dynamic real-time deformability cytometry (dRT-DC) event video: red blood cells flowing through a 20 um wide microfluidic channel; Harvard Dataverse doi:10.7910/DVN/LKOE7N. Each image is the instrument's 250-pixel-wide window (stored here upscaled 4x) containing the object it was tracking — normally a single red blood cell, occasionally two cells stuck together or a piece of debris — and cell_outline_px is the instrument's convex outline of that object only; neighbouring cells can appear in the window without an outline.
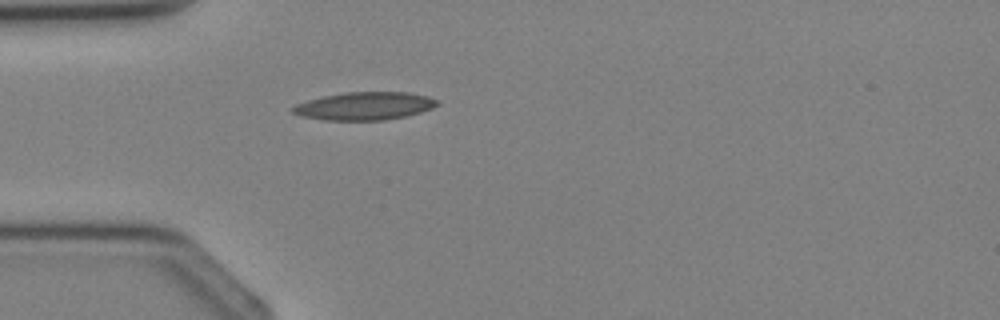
{"species": "Egyptian fruit bat (a non-hibernating species)", "species_latin": "Rousettus aegyptiacus", "temperature_condition": "cold", "stored_images_in_passage": 1, "camera_frame_rate_fps": 3000, "um_per_image_px": 0.085, "animal": {"sex": "female"}, "frame": {"image": 1, "passage_image": 1, "time_ms": 0.0, "image_size_px": [1000, 320], "cell_outline_px": [[440, 104], [432, 108], [420, 112], [404, 116], [384, 120], [324, 120], [300, 116], [292, 112], [292, 108], [296, 104], [308, 100], [324, 96], [344, 92], [408, 92], [428, 96], [440, 100]], "centroid_in_image_um": [31.01, 9.0], "position_along_channel_um": 54.0, "area_um2": 23.52}}